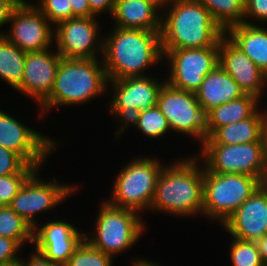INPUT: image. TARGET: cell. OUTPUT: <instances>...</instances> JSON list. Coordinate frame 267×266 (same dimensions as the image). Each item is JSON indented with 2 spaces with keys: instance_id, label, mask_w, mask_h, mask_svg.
Masks as SVG:
<instances>
[{
  "instance_id": "39",
  "label": "cell",
  "mask_w": 267,
  "mask_h": 266,
  "mask_svg": "<svg viewBox=\"0 0 267 266\" xmlns=\"http://www.w3.org/2000/svg\"><path fill=\"white\" fill-rule=\"evenodd\" d=\"M16 7L11 0H0V28L8 24L11 14ZM2 33L3 30L0 31V34Z\"/></svg>"
},
{
  "instance_id": "5",
  "label": "cell",
  "mask_w": 267,
  "mask_h": 266,
  "mask_svg": "<svg viewBox=\"0 0 267 266\" xmlns=\"http://www.w3.org/2000/svg\"><path fill=\"white\" fill-rule=\"evenodd\" d=\"M155 155L138 156L122 166L114 178L112 192L107 201L116 207L131 209L144 215L152 204L156 184L164 161ZM160 160V161H159Z\"/></svg>"
},
{
  "instance_id": "13",
  "label": "cell",
  "mask_w": 267,
  "mask_h": 266,
  "mask_svg": "<svg viewBox=\"0 0 267 266\" xmlns=\"http://www.w3.org/2000/svg\"><path fill=\"white\" fill-rule=\"evenodd\" d=\"M97 17H74L54 27V47L62 58H102L104 33Z\"/></svg>"
},
{
  "instance_id": "15",
  "label": "cell",
  "mask_w": 267,
  "mask_h": 266,
  "mask_svg": "<svg viewBox=\"0 0 267 266\" xmlns=\"http://www.w3.org/2000/svg\"><path fill=\"white\" fill-rule=\"evenodd\" d=\"M8 24L2 35L24 52L54 48V26L36 6H17Z\"/></svg>"
},
{
  "instance_id": "6",
  "label": "cell",
  "mask_w": 267,
  "mask_h": 266,
  "mask_svg": "<svg viewBox=\"0 0 267 266\" xmlns=\"http://www.w3.org/2000/svg\"><path fill=\"white\" fill-rule=\"evenodd\" d=\"M97 213L94 234L85 233L84 238L113 258L137 244L147 228L138 212L113 206L106 199L100 204Z\"/></svg>"
},
{
  "instance_id": "38",
  "label": "cell",
  "mask_w": 267,
  "mask_h": 266,
  "mask_svg": "<svg viewBox=\"0 0 267 266\" xmlns=\"http://www.w3.org/2000/svg\"><path fill=\"white\" fill-rule=\"evenodd\" d=\"M91 11L98 17H101L102 12L110 16L114 10L115 0H88Z\"/></svg>"
},
{
  "instance_id": "34",
  "label": "cell",
  "mask_w": 267,
  "mask_h": 266,
  "mask_svg": "<svg viewBox=\"0 0 267 266\" xmlns=\"http://www.w3.org/2000/svg\"><path fill=\"white\" fill-rule=\"evenodd\" d=\"M267 22V0H245L243 23L257 25Z\"/></svg>"
},
{
  "instance_id": "33",
  "label": "cell",
  "mask_w": 267,
  "mask_h": 266,
  "mask_svg": "<svg viewBox=\"0 0 267 266\" xmlns=\"http://www.w3.org/2000/svg\"><path fill=\"white\" fill-rule=\"evenodd\" d=\"M31 174L0 176V206H9Z\"/></svg>"
},
{
  "instance_id": "41",
  "label": "cell",
  "mask_w": 267,
  "mask_h": 266,
  "mask_svg": "<svg viewBox=\"0 0 267 266\" xmlns=\"http://www.w3.org/2000/svg\"><path fill=\"white\" fill-rule=\"evenodd\" d=\"M263 264L267 266V234L256 242Z\"/></svg>"
},
{
  "instance_id": "23",
  "label": "cell",
  "mask_w": 267,
  "mask_h": 266,
  "mask_svg": "<svg viewBox=\"0 0 267 266\" xmlns=\"http://www.w3.org/2000/svg\"><path fill=\"white\" fill-rule=\"evenodd\" d=\"M257 97L245 94L241 98L223 103L206 114V136L210 137L219 127L251 117L263 106ZM262 105H260V104Z\"/></svg>"
},
{
  "instance_id": "16",
  "label": "cell",
  "mask_w": 267,
  "mask_h": 266,
  "mask_svg": "<svg viewBox=\"0 0 267 266\" xmlns=\"http://www.w3.org/2000/svg\"><path fill=\"white\" fill-rule=\"evenodd\" d=\"M62 219L41 222L33 230V244L51 262L64 266L76 247L84 239L85 232Z\"/></svg>"
},
{
  "instance_id": "45",
  "label": "cell",
  "mask_w": 267,
  "mask_h": 266,
  "mask_svg": "<svg viewBox=\"0 0 267 266\" xmlns=\"http://www.w3.org/2000/svg\"><path fill=\"white\" fill-rule=\"evenodd\" d=\"M17 6V0H11Z\"/></svg>"
},
{
  "instance_id": "18",
  "label": "cell",
  "mask_w": 267,
  "mask_h": 266,
  "mask_svg": "<svg viewBox=\"0 0 267 266\" xmlns=\"http://www.w3.org/2000/svg\"><path fill=\"white\" fill-rule=\"evenodd\" d=\"M219 66L239 85L244 94L262 100L267 76L226 35L219 41Z\"/></svg>"
},
{
  "instance_id": "28",
  "label": "cell",
  "mask_w": 267,
  "mask_h": 266,
  "mask_svg": "<svg viewBox=\"0 0 267 266\" xmlns=\"http://www.w3.org/2000/svg\"><path fill=\"white\" fill-rule=\"evenodd\" d=\"M33 228L9 206H0V236L15 240L21 247L33 244Z\"/></svg>"
},
{
  "instance_id": "10",
  "label": "cell",
  "mask_w": 267,
  "mask_h": 266,
  "mask_svg": "<svg viewBox=\"0 0 267 266\" xmlns=\"http://www.w3.org/2000/svg\"><path fill=\"white\" fill-rule=\"evenodd\" d=\"M41 169H36L29 176L9 205L33 229L39 224V220L36 218L37 214L42 215L43 212L53 211L54 208L79 190V183L78 185L72 183L60 184L55 177L48 181L43 180L40 177Z\"/></svg>"
},
{
  "instance_id": "3",
  "label": "cell",
  "mask_w": 267,
  "mask_h": 266,
  "mask_svg": "<svg viewBox=\"0 0 267 266\" xmlns=\"http://www.w3.org/2000/svg\"><path fill=\"white\" fill-rule=\"evenodd\" d=\"M224 35L198 0H171L162 7V50L219 47Z\"/></svg>"
},
{
  "instance_id": "11",
  "label": "cell",
  "mask_w": 267,
  "mask_h": 266,
  "mask_svg": "<svg viewBox=\"0 0 267 266\" xmlns=\"http://www.w3.org/2000/svg\"><path fill=\"white\" fill-rule=\"evenodd\" d=\"M157 106L166 117L171 132L181 133L202 146L206 136V114L194 92L177 89L165 82Z\"/></svg>"
},
{
  "instance_id": "32",
  "label": "cell",
  "mask_w": 267,
  "mask_h": 266,
  "mask_svg": "<svg viewBox=\"0 0 267 266\" xmlns=\"http://www.w3.org/2000/svg\"><path fill=\"white\" fill-rule=\"evenodd\" d=\"M37 168L27 164L17 153L0 146V176L32 174Z\"/></svg>"
},
{
  "instance_id": "40",
  "label": "cell",
  "mask_w": 267,
  "mask_h": 266,
  "mask_svg": "<svg viewBox=\"0 0 267 266\" xmlns=\"http://www.w3.org/2000/svg\"><path fill=\"white\" fill-rule=\"evenodd\" d=\"M261 141L264 153V159L267 163V105L261 108Z\"/></svg>"
},
{
  "instance_id": "37",
  "label": "cell",
  "mask_w": 267,
  "mask_h": 266,
  "mask_svg": "<svg viewBox=\"0 0 267 266\" xmlns=\"http://www.w3.org/2000/svg\"><path fill=\"white\" fill-rule=\"evenodd\" d=\"M72 8V18L74 17H94L96 16L90 8L88 0H69Z\"/></svg>"
},
{
  "instance_id": "24",
  "label": "cell",
  "mask_w": 267,
  "mask_h": 266,
  "mask_svg": "<svg viewBox=\"0 0 267 266\" xmlns=\"http://www.w3.org/2000/svg\"><path fill=\"white\" fill-rule=\"evenodd\" d=\"M261 140V106L249 118L219 127L203 144L234 145Z\"/></svg>"
},
{
  "instance_id": "8",
  "label": "cell",
  "mask_w": 267,
  "mask_h": 266,
  "mask_svg": "<svg viewBox=\"0 0 267 266\" xmlns=\"http://www.w3.org/2000/svg\"><path fill=\"white\" fill-rule=\"evenodd\" d=\"M165 82L166 79L160 81L154 75L108 80V89L111 87L113 95L108 100L107 110L117 119V123L120 122L115 137L139 112L157 105L160 90Z\"/></svg>"
},
{
  "instance_id": "43",
  "label": "cell",
  "mask_w": 267,
  "mask_h": 266,
  "mask_svg": "<svg viewBox=\"0 0 267 266\" xmlns=\"http://www.w3.org/2000/svg\"><path fill=\"white\" fill-rule=\"evenodd\" d=\"M155 2H157L159 5H161L162 7L166 6L171 0H154Z\"/></svg>"
},
{
  "instance_id": "25",
  "label": "cell",
  "mask_w": 267,
  "mask_h": 266,
  "mask_svg": "<svg viewBox=\"0 0 267 266\" xmlns=\"http://www.w3.org/2000/svg\"><path fill=\"white\" fill-rule=\"evenodd\" d=\"M26 52L0 34V81L16 90L23 79Z\"/></svg>"
},
{
  "instance_id": "27",
  "label": "cell",
  "mask_w": 267,
  "mask_h": 266,
  "mask_svg": "<svg viewBox=\"0 0 267 266\" xmlns=\"http://www.w3.org/2000/svg\"><path fill=\"white\" fill-rule=\"evenodd\" d=\"M213 19L226 31L230 26L243 23L245 0H198Z\"/></svg>"
},
{
  "instance_id": "35",
  "label": "cell",
  "mask_w": 267,
  "mask_h": 266,
  "mask_svg": "<svg viewBox=\"0 0 267 266\" xmlns=\"http://www.w3.org/2000/svg\"><path fill=\"white\" fill-rule=\"evenodd\" d=\"M21 246L13 239L0 236V266L19 263L21 256L17 253Z\"/></svg>"
},
{
  "instance_id": "22",
  "label": "cell",
  "mask_w": 267,
  "mask_h": 266,
  "mask_svg": "<svg viewBox=\"0 0 267 266\" xmlns=\"http://www.w3.org/2000/svg\"><path fill=\"white\" fill-rule=\"evenodd\" d=\"M225 35L267 76V28L264 24H236L230 26Z\"/></svg>"
},
{
  "instance_id": "1",
  "label": "cell",
  "mask_w": 267,
  "mask_h": 266,
  "mask_svg": "<svg viewBox=\"0 0 267 266\" xmlns=\"http://www.w3.org/2000/svg\"><path fill=\"white\" fill-rule=\"evenodd\" d=\"M111 27L103 35L102 60L108 80L147 76L145 71L153 66L165 65L161 31Z\"/></svg>"
},
{
  "instance_id": "20",
  "label": "cell",
  "mask_w": 267,
  "mask_h": 266,
  "mask_svg": "<svg viewBox=\"0 0 267 266\" xmlns=\"http://www.w3.org/2000/svg\"><path fill=\"white\" fill-rule=\"evenodd\" d=\"M111 26L161 31L162 6L154 0H115Z\"/></svg>"
},
{
  "instance_id": "26",
  "label": "cell",
  "mask_w": 267,
  "mask_h": 266,
  "mask_svg": "<svg viewBox=\"0 0 267 266\" xmlns=\"http://www.w3.org/2000/svg\"><path fill=\"white\" fill-rule=\"evenodd\" d=\"M132 126H134L138 132L140 131L143 137L145 135V137L153 138L154 140L157 138L161 139V137H164L165 135L168 136L169 132H171L166 117L162 114L157 105L139 112L137 116L116 136V138H120V135L124 134V131H127L128 127Z\"/></svg>"
},
{
  "instance_id": "19",
  "label": "cell",
  "mask_w": 267,
  "mask_h": 266,
  "mask_svg": "<svg viewBox=\"0 0 267 266\" xmlns=\"http://www.w3.org/2000/svg\"><path fill=\"white\" fill-rule=\"evenodd\" d=\"M231 237L257 242L267 234V185L263 183L222 225Z\"/></svg>"
},
{
  "instance_id": "29",
  "label": "cell",
  "mask_w": 267,
  "mask_h": 266,
  "mask_svg": "<svg viewBox=\"0 0 267 266\" xmlns=\"http://www.w3.org/2000/svg\"><path fill=\"white\" fill-rule=\"evenodd\" d=\"M114 260L84 238L64 266H113Z\"/></svg>"
},
{
  "instance_id": "12",
  "label": "cell",
  "mask_w": 267,
  "mask_h": 266,
  "mask_svg": "<svg viewBox=\"0 0 267 266\" xmlns=\"http://www.w3.org/2000/svg\"><path fill=\"white\" fill-rule=\"evenodd\" d=\"M167 62L166 82L171 86L196 92L204 77L219 65V47L162 50Z\"/></svg>"
},
{
  "instance_id": "21",
  "label": "cell",
  "mask_w": 267,
  "mask_h": 266,
  "mask_svg": "<svg viewBox=\"0 0 267 266\" xmlns=\"http://www.w3.org/2000/svg\"><path fill=\"white\" fill-rule=\"evenodd\" d=\"M195 94L205 114L223 103L245 95L237 82L219 65L204 77Z\"/></svg>"
},
{
  "instance_id": "44",
  "label": "cell",
  "mask_w": 267,
  "mask_h": 266,
  "mask_svg": "<svg viewBox=\"0 0 267 266\" xmlns=\"http://www.w3.org/2000/svg\"><path fill=\"white\" fill-rule=\"evenodd\" d=\"M7 266H19L18 263L12 264V265H7Z\"/></svg>"
},
{
  "instance_id": "30",
  "label": "cell",
  "mask_w": 267,
  "mask_h": 266,
  "mask_svg": "<svg viewBox=\"0 0 267 266\" xmlns=\"http://www.w3.org/2000/svg\"><path fill=\"white\" fill-rule=\"evenodd\" d=\"M231 238L229 258L232 266H265L256 242Z\"/></svg>"
},
{
  "instance_id": "36",
  "label": "cell",
  "mask_w": 267,
  "mask_h": 266,
  "mask_svg": "<svg viewBox=\"0 0 267 266\" xmlns=\"http://www.w3.org/2000/svg\"><path fill=\"white\" fill-rule=\"evenodd\" d=\"M31 254V255H30ZM29 254L28 260L25 259L26 257H22L19 261V266H59L49 259H47L42 253L36 251L34 248L32 252Z\"/></svg>"
},
{
  "instance_id": "14",
  "label": "cell",
  "mask_w": 267,
  "mask_h": 266,
  "mask_svg": "<svg viewBox=\"0 0 267 266\" xmlns=\"http://www.w3.org/2000/svg\"><path fill=\"white\" fill-rule=\"evenodd\" d=\"M21 122L0 110V146L17 153L27 164L37 169L43 168L61 141L45 136Z\"/></svg>"
},
{
  "instance_id": "31",
  "label": "cell",
  "mask_w": 267,
  "mask_h": 266,
  "mask_svg": "<svg viewBox=\"0 0 267 266\" xmlns=\"http://www.w3.org/2000/svg\"><path fill=\"white\" fill-rule=\"evenodd\" d=\"M35 6L55 27L58 23L72 18L69 0H40Z\"/></svg>"
},
{
  "instance_id": "9",
  "label": "cell",
  "mask_w": 267,
  "mask_h": 266,
  "mask_svg": "<svg viewBox=\"0 0 267 266\" xmlns=\"http://www.w3.org/2000/svg\"><path fill=\"white\" fill-rule=\"evenodd\" d=\"M199 148L201 150L195 154L210 172L247 174L262 183L267 179V163L261 140L234 145L203 144Z\"/></svg>"
},
{
  "instance_id": "17",
  "label": "cell",
  "mask_w": 267,
  "mask_h": 266,
  "mask_svg": "<svg viewBox=\"0 0 267 266\" xmlns=\"http://www.w3.org/2000/svg\"><path fill=\"white\" fill-rule=\"evenodd\" d=\"M62 56L52 48L26 52L22 84L16 89L40 107L50 96Z\"/></svg>"
},
{
  "instance_id": "4",
  "label": "cell",
  "mask_w": 267,
  "mask_h": 266,
  "mask_svg": "<svg viewBox=\"0 0 267 266\" xmlns=\"http://www.w3.org/2000/svg\"><path fill=\"white\" fill-rule=\"evenodd\" d=\"M107 90L108 78L102 58H62L50 96L38 107L37 119H42L44 112L59 106H82L100 95L104 96Z\"/></svg>"
},
{
  "instance_id": "42",
  "label": "cell",
  "mask_w": 267,
  "mask_h": 266,
  "mask_svg": "<svg viewBox=\"0 0 267 266\" xmlns=\"http://www.w3.org/2000/svg\"><path fill=\"white\" fill-rule=\"evenodd\" d=\"M40 0H37L36 2V4H38V2H39ZM35 2H31V1H27V0H17V6H35V4H34Z\"/></svg>"
},
{
  "instance_id": "7",
  "label": "cell",
  "mask_w": 267,
  "mask_h": 266,
  "mask_svg": "<svg viewBox=\"0 0 267 266\" xmlns=\"http://www.w3.org/2000/svg\"><path fill=\"white\" fill-rule=\"evenodd\" d=\"M263 183L247 174H219L204 166L202 215L221 225Z\"/></svg>"
},
{
  "instance_id": "2",
  "label": "cell",
  "mask_w": 267,
  "mask_h": 266,
  "mask_svg": "<svg viewBox=\"0 0 267 266\" xmlns=\"http://www.w3.org/2000/svg\"><path fill=\"white\" fill-rule=\"evenodd\" d=\"M183 157L167 162L161 171L150 206L153 213L178 218L202 215L204 164L194 153Z\"/></svg>"
}]
</instances>
